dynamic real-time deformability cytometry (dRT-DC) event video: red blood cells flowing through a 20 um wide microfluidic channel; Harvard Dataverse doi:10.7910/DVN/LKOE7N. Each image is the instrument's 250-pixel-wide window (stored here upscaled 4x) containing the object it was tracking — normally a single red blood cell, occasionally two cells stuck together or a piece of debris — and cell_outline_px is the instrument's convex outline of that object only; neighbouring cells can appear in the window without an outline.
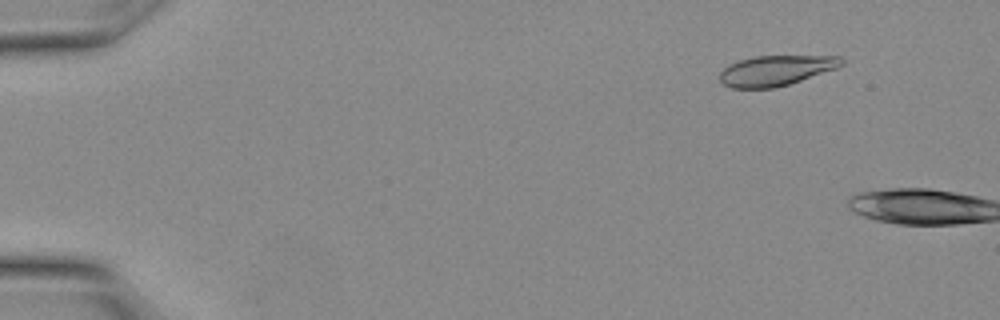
{"species": "Egyptian fruit bat (a non-hibernating species)", "species_latin": "Rousettus aegyptiacus", "temperature_condition": "warm", "stored_images_in_passage": 9, "camera_frame_rate_fps": 3000, "um_per_image_px": 0.085, "animal": {"sex": "female"}, "frame": {"image": 1, "passage_image": 4, "time_ms": 1.0, "image_size_px": [1000, 320], "cell_outline_px": [[844, 64], [836, 68], [788, 84], [772, 88], [732, 88], [724, 84], [720, 80], [720, 72], [728, 64], [752, 56], [840, 56], [844, 60]], "centroid_in_image_um": [65.93, 5.98], "position_along_channel_um": 19.1, "area_um2": 21.27}}